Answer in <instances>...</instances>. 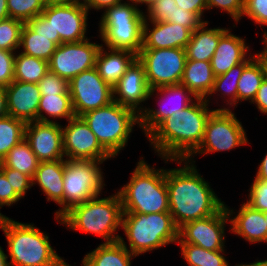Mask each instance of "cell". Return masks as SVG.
I'll return each mask as SVG.
<instances>
[{"label": "cell", "instance_id": "f1b7e54d", "mask_svg": "<svg viewBox=\"0 0 267 266\" xmlns=\"http://www.w3.org/2000/svg\"><path fill=\"white\" fill-rule=\"evenodd\" d=\"M134 257L120 241L102 243L84 256L81 266H131Z\"/></svg>", "mask_w": 267, "mask_h": 266}, {"label": "cell", "instance_id": "9f6ffc18", "mask_svg": "<svg viewBox=\"0 0 267 266\" xmlns=\"http://www.w3.org/2000/svg\"><path fill=\"white\" fill-rule=\"evenodd\" d=\"M7 254L4 253L3 248L0 246V266H10Z\"/></svg>", "mask_w": 267, "mask_h": 266}, {"label": "cell", "instance_id": "52a82bcc", "mask_svg": "<svg viewBox=\"0 0 267 266\" xmlns=\"http://www.w3.org/2000/svg\"><path fill=\"white\" fill-rule=\"evenodd\" d=\"M132 2V3H131ZM99 21L102 45L136 55L142 49L145 12L131 0L106 8Z\"/></svg>", "mask_w": 267, "mask_h": 266}, {"label": "cell", "instance_id": "ba28073f", "mask_svg": "<svg viewBox=\"0 0 267 266\" xmlns=\"http://www.w3.org/2000/svg\"><path fill=\"white\" fill-rule=\"evenodd\" d=\"M81 117L100 145L113 158L127 146L134 126H140V115L135 110L114 101L107 106L87 111Z\"/></svg>", "mask_w": 267, "mask_h": 266}, {"label": "cell", "instance_id": "6da1fadb", "mask_svg": "<svg viewBox=\"0 0 267 266\" xmlns=\"http://www.w3.org/2000/svg\"><path fill=\"white\" fill-rule=\"evenodd\" d=\"M180 168L166 169L169 212L178 228L216 214L225 204L197 170L195 161L172 160Z\"/></svg>", "mask_w": 267, "mask_h": 266}, {"label": "cell", "instance_id": "74e56055", "mask_svg": "<svg viewBox=\"0 0 267 266\" xmlns=\"http://www.w3.org/2000/svg\"><path fill=\"white\" fill-rule=\"evenodd\" d=\"M24 24L23 21L10 17L0 21V50L18 52Z\"/></svg>", "mask_w": 267, "mask_h": 266}, {"label": "cell", "instance_id": "cb8c5ba5", "mask_svg": "<svg viewBox=\"0 0 267 266\" xmlns=\"http://www.w3.org/2000/svg\"><path fill=\"white\" fill-rule=\"evenodd\" d=\"M100 47L95 68L100 77L113 87L125 74L127 68L137 58V55L126 50H114Z\"/></svg>", "mask_w": 267, "mask_h": 266}, {"label": "cell", "instance_id": "d6986e66", "mask_svg": "<svg viewBox=\"0 0 267 266\" xmlns=\"http://www.w3.org/2000/svg\"><path fill=\"white\" fill-rule=\"evenodd\" d=\"M112 89L114 102L141 114L145 109L142 103L149 100L151 89L147 82L145 68L138 58L131 63Z\"/></svg>", "mask_w": 267, "mask_h": 266}, {"label": "cell", "instance_id": "60d3db41", "mask_svg": "<svg viewBox=\"0 0 267 266\" xmlns=\"http://www.w3.org/2000/svg\"><path fill=\"white\" fill-rule=\"evenodd\" d=\"M246 203L253 209L267 211V181L254 178Z\"/></svg>", "mask_w": 267, "mask_h": 266}, {"label": "cell", "instance_id": "44dd1931", "mask_svg": "<svg viewBox=\"0 0 267 266\" xmlns=\"http://www.w3.org/2000/svg\"><path fill=\"white\" fill-rule=\"evenodd\" d=\"M191 34L192 32L188 28L177 23L166 21L148 22L145 19L143 24L142 49H185L190 41Z\"/></svg>", "mask_w": 267, "mask_h": 266}, {"label": "cell", "instance_id": "680465c9", "mask_svg": "<svg viewBox=\"0 0 267 266\" xmlns=\"http://www.w3.org/2000/svg\"><path fill=\"white\" fill-rule=\"evenodd\" d=\"M238 265L239 266H267V259H265V260H256L255 262H253V263H249V264H247V263H245V264H243V263H238Z\"/></svg>", "mask_w": 267, "mask_h": 266}, {"label": "cell", "instance_id": "f6af8a7d", "mask_svg": "<svg viewBox=\"0 0 267 266\" xmlns=\"http://www.w3.org/2000/svg\"><path fill=\"white\" fill-rule=\"evenodd\" d=\"M16 52L0 50V87H7L14 80Z\"/></svg>", "mask_w": 267, "mask_h": 266}, {"label": "cell", "instance_id": "277c9868", "mask_svg": "<svg viewBox=\"0 0 267 266\" xmlns=\"http://www.w3.org/2000/svg\"><path fill=\"white\" fill-rule=\"evenodd\" d=\"M99 196L73 206L60 219L55 218L56 222L73 231L97 235L104 239L103 243L119 241L117 231L123 217L121 198L118 192L105 198Z\"/></svg>", "mask_w": 267, "mask_h": 266}, {"label": "cell", "instance_id": "d590c367", "mask_svg": "<svg viewBox=\"0 0 267 266\" xmlns=\"http://www.w3.org/2000/svg\"><path fill=\"white\" fill-rule=\"evenodd\" d=\"M26 123L7 116L0 119V162L7 153L25 138Z\"/></svg>", "mask_w": 267, "mask_h": 266}, {"label": "cell", "instance_id": "4316f807", "mask_svg": "<svg viewBox=\"0 0 267 266\" xmlns=\"http://www.w3.org/2000/svg\"><path fill=\"white\" fill-rule=\"evenodd\" d=\"M263 50L244 68L237 85V104L252 103L261 83L267 77V51Z\"/></svg>", "mask_w": 267, "mask_h": 266}, {"label": "cell", "instance_id": "6f0895ef", "mask_svg": "<svg viewBox=\"0 0 267 266\" xmlns=\"http://www.w3.org/2000/svg\"><path fill=\"white\" fill-rule=\"evenodd\" d=\"M133 1L136 5H145L147 6L146 8L148 9L149 7H151L154 3H156L159 0H131Z\"/></svg>", "mask_w": 267, "mask_h": 266}, {"label": "cell", "instance_id": "484cf974", "mask_svg": "<svg viewBox=\"0 0 267 266\" xmlns=\"http://www.w3.org/2000/svg\"><path fill=\"white\" fill-rule=\"evenodd\" d=\"M209 21L203 22L191 34L185 50L187 60L210 62L217 48L220 37L228 28H208Z\"/></svg>", "mask_w": 267, "mask_h": 266}, {"label": "cell", "instance_id": "9a60e30c", "mask_svg": "<svg viewBox=\"0 0 267 266\" xmlns=\"http://www.w3.org/2000/svg\"><path fill=\"white\" fill-rule=\"evenodd\" d=\"M154 93H156L155 95H157V100L160 99L158 102L160 108L154 109L145 107V109L140 114L139 128L143 130L146 137L162 121L172 116L174 113L185 109L187 106L193 104L198 99L186 86L182 84L166 85L152 89L149 94V99L152 98V95L154 96ZM168 100L170 103L169 106ZM163 104L165 105L163 106Z\"/></svg>", "mask_w": 267, "mask_h": 266}, {"label": "cell", "instance_id": "7a4b0ae2", "mask_svg": "<svg viewBox=\"0 0 267 266\" xmlns=\"http://www.w3.org/2000/svg\"><path fill=\"white\" fill-rule=\"evenodd\" d=\"M214 110L205 99L198 98L162 121L147 136L154 152L166 164L172 160H187L201 144L206 122Z\"/></svg>", "mask_w": 267, "mask_h": 266}, {"label": "cell", "instance_id": "4fadbf2b", "mask_svg": "<svg viewBox=\"0 0 267 266\" xmlns=\"http://www.w3.org/2000/svg\"><path fill=\"white\" fill-rule=\"evenodd\" d=\"M69 94L75 116L109 105L113 101V89L94 67L81 72L68 82Z\"/></svg>", "mask_w": 267, "mask_h": 266}, {"label": "cell", "instance_id": "681fc988", "mask_svg": "<svg viewBox=\"0 0 267 266\" xmlns=\"http://www.w3.org/2000/svg\"><path fill=\"white\" fill-rule=\"evenodd\" d=\"M177 7L195 13L203 22L204 12L207 9V0H175ZM203 16V17H202Z\"/></svg>", "mask_w": 267, "mask_h": 266}, {"label": "cell", "instance_id": "4dcf8cb0", "mask_svg": "<svg viewBox=\"0 0 267 266\" xmlns=\"http://www.w3.org/2000/svg\"><path fill=\"white\" fill-rule=\"evenodd\" d=\"M74 116L70 94H41L38 106V122H57V120H50L49 117L53 119L64 118L68 121Z\"/></svg>", "mask_w": 267, "mask_h": 266}, {"label": "cell", "instance_id": "11a10c76", "mask_svg": "<svg viewBox=\"0 0 267 266\" xmlns=\"http://www.w3.org/2000/svg\"><path fill=\"white\" fill-rule=\"evenodd\" d=\"M9 18L7 0H0V21Z\"/></svg>", "mask_w": 267, "mask_h": 266}, {"label": "cell", "instance_id": "ee69618b", "mask_svg": "<svg viewBox=\"0 0 267 266\" xmlns=\"http://www.w3.org/2000/svg\"><path fill=\"white\" fill-rule=\"evenodd\" d=\"M221 9L238 24L244 13V0H207V9Z\"/></svg>", "mask_w": 267, "mask_h": 266}, {"label": "cell", "instance_id": "603a6c76", "mask_svg": "<svg viewBox=\"0 0 267 266\" xmlns=\"http://www.w3.org/2000/svg\"><path fill=\"white\" fill-rule=\"evenodd\" d=\"M245 41L246 39L232 34L230 28L220 37L210 61L215 76L226 73L251 55L250 45Z\"/></svg>", "mask_w": 267, "mask_h": 266}, {"label": "cell", "instance_id": "e0dca14e", "mask_svg": "<svg viewBox=\"0 0 267 266\" xmlns=\"http://www.w3.org/2000/svg\"><path fill=\"white\" fill-rule=\"evenodd\" d=\"M227 223H230L229 216L223 206L216 214L187 222L181 226L176 243H189L209 251L226 250Z\"/></svg>", "mask_w": 267, "mask_h": 266}, {"label": "cell", "instance_id": "ac0fdd59", "mask_svg": "<svg viewBox=\"0 0 267 266\" xmlns=\"http://www.w3.org/2000/svg\"><path fill=\"white\" fill-rule=\"evenodd\" d=\"M39 162L64 160L62 125L59 122H29L25 138Z\"/></svg>", "mask_w": 267, "mask_h": 266}, {"label": "cell", "instance_id": "2e32d148", "mask_svg": "<svg viewBox=\"0 0 267 266\" xmlns=\"http://www.w3.org/2000/svg\"><path fill=\"white\" fill-rule=\"evenodd\" d=\"M62 125L63 149L66 159L106 161L113 158L99 143L81 116H74Z\"/></svg>", "mask_w": 267, "mask_h": 266}, {"label": "cell", "instance_id": "ab89813d", "mask_svg": "<svg viewBox=\"0 0 267 266\" xmlns=\"http://www.w3.org/2000/svg\"><path fill=\"white\" fill-rule=\"evenodd\" d=\"M0 171L6 176L8 182H10L15 192L23 199L27 191L31 189L32 179L18 170L5 167L0 162Z\"/></svg>", "mask_w": 267, "mask_h": 266}, {"label": "cell", "instance_id": "91938a15", "mask_svg": "<svg viewBox=\"0 0 267 266\" xmlns=\"http://www.w3.org/2000/svg\"><path fill=\"white\" fill-rule=\"evenodd\" d=\"M263 32H264V33H263V36H262V38H263L262 44L265 45V46H263V47H264V49L267 51V31L264 30Z\"/></svg>", "mask_w": 267, "mask_h": 266}, {"label": "cell", "instance_id": "b9f144b4", "mask_svg": "<svg viewBox=\"0 0 267 266\" xmlns=\"http://www.w3.org/2000/svg\"><path fill=\"white\" fill-rule=\"evenodd\" d=\"M41 94H69L68 81L48 70L38 83Z\"/></svg>", "mask_w": 267, "mask_h": 266}, {"label": "cell", "instance_id": "f546056e", "mask_svg": "<svg viewBox=\"0 0 267 266\" xmlns=\"http://www.w3.org/2000/svg\"><path fill=\"white\" fill-rule=\"evenodd\" d=\"M260 52L257 51L255 55L251 54L244 62L233 66L229 71H227L224 74L218 75L215 77L213 89L210 92L209 96L205 99L208 104H210L211 97L214 94H217V96L221 95V98H226L225 103L227 108L224 106H220L222 108H217V110H231L230 108L233 106L237 107V85L239 78L241 77L244 68L259 54ZM224 95V96H223ZM211 96V97H210Z\"/></svg>", "mask_w": 267, "mask_h": 266}, {"label": "cell", "instance_id": "bcb514c9", "mask_svg": "<svg viewBox=\"0 0 267 266\" xmlns=\"http://www.w3.org/2000/svg\"><path fill=\"white\" fill-rule=\"evenodd\" d=\"M171 22L186 27L191 32H194L203 23V21L195 13L186 11L179 7L175 8Z\"/></svg>", "mask_w": 267, "mask_h": 266}, {"label": "cell", "instance_id": "7402d4cb", "mask_svg": "<svg viewBox=\"0 0 267 266\" xmlns=\"http://www.w3.org/2000/svg\"><path fill=\"white\" fill-rule=\"evenodd\" d=\"M224 206L229 216L231 227L229 231L251 244L267 243V224L264 212L253 209L246 202L240 205L238 212H234L226 204Z\"/></svg>", "mask_w": 267, "mask_h": 266}, {"label": "cell", "instance_id": "f35d334b", "mask_svg": "<svg viewBox=\"0 0 267 266\" xmlns=\"http://www.w3.org/2000/svg\"><path fill=\"white\" fill-rule=\"evenodd\" d=\"M175 8H177L175 0H159L148 9H145L147 11L145 12V19L153 22H171Z\"/></svg>", "mask_w": 267, "mask_h": 266}, {"label": "cell", "instance_id": "5bb4252c", "mask_svg": "<svg viewBox=\"0 0 267 266\" xmlns=\"http://www.w3.org/2000/svg\"><path fill=\"white\" fill-rule=\"evenodd\" d=\"M102 44L87 40L58 45L48 61L49 71L68 82L81 72L95 67L96 57Z\"/></svg>", "mask_w": 267, "mask_h": 266}, {"label": "cell", "instance_id": "f5cc1de1", "mask_svg": "<svg viewBox=\"0 0 267 266\" xmlns=\"http://www.w3.org/2000/svg\"><path fill=\"white\" fill-rule=\"evenodd\" d=\"M9 115L5 87H0V119Z\"/></svg>", "mask_w": 267, "mask_h": 266}, {"label": "cell", "instance_id": "d6a6232c", "mask_svg": "<svg viewBox=\"0 0 267 266\" xmlns=\"http://www.w3.org/2000/svg\"><path fill=\"white\" fill-rule=\"evenodd\" d=\"M1 163L5 167L18 170L32 179L37 170L39 161L29 143L23 139L7 153Z\"/></svg>", "mask_w": 267, "mask_h": 266}, {"label": "cell", "instance_id": "6125c7cd", "mask_svg": "<svg viewBox=\"0 0 267 266\" xmlns=\"http://www.w3.org/2000/svg\"><path fill=\"white\" fill-rule=\"evenodd\" d=\"M73 1H77V2H85L86 0H73Z\"/></svg>", "mask_w": 267, "mask_h": 266}, {"label": "cell", "instance_id": "7bdbcfd3", "mask_svg": "<svg viewBox=\"0 0 267 266\" xmlns=\"http://www.w3.org/2000/svg\"><path fill=\"white\" fill-rule=\"evenodd\" d=\"M245 16L255 24H259L260 28L267 26V0H244L242 17Z\"/></svg>", "mask_w": 267, "mask_h": 266}, {"label": "cell", "instance_id": "7c38bea8", "mask_svg": "<svg viewBox=\"0 0 267 266\" xmlns=\"http://www.w3.org/2000/svg\"><path fill=\"white\" fill-rule=\"evenodd\" d=\"M137 58L145 68L151 90L180 84L187 60L185 49H141Z\"/></svg>", "mask_w": 267, "mask_h": 266}, {"label": "cell", "instance_id": "94428289", "mask_svg": "<svg viewBox=\"0 0 267 266\" xmlns=\"http://www.w3.org/2000/svg\"><path fill=\"white\" fill-rule=\"evenodd\" d=\"M264 217H265L266 224H267V211H266V212H264Z\"/></svg>", "mask_w": 267, "mask_h": 266}, {"label": "cell", "instance_id": "c3c4849f", "mask_svg": "<svg viewBox=\"0 0 267 266\" xmlns=\"http://www.w3.org/2000/svg\"><path fill=\"white\" fill-rule=\"evenodd\" d=\"M26 24L39 35L54 37V31L51 22L41 13L37 17L30 19Z\"/></svg>", "mask_w": 267, "mask_h": 266}, {"label": "cell", "instance_id": "8fae6325", "mask_svg": "<svg viewBox=\"0 0 267 266\" xmlns=\"http://www.w3.org/2000/svg\"><path fill=\"white\" fill-rule=\"evenodd\" d=\"M89 9L73 0L48 1L42 14L51 22L57 45L87 40Z\"/></svg>", "mask_w": 267, "mask_h": 266}, {"label": "cell", "instance_id": "8d00e7d4", "mask_svg": "<svg viewBox=\"0 0 267 266\" xmlns=\"http://www.w3.org/2000/svg\"><path fill=\"white\" fill-rule=\"evenodd\" d=\"M46 4V0H7L9 17L26 23L41 14Z\"/></svg>", "mask_w": 267, "mask_h": 266}, {"label": "cell", "instance_id": "83f0119b", "mask_svg": "<svg viewBox=\"0 0 267 266\" xmlns=\"http://www.w3.org/2000/svg\"><path fill=\"white\" fill-rule=\"evenodd\" d=\"M215 77L211 62L186 60L180 84L186 86L197 98L206 99L213 89Z\"/></svg>", "mask_w": 267, "mask_h": 266}, {"label": "cell", "instance_id": "5b68a950", "mask_svg": "<svg viewBox=\"0 0 267 266\" xmlns=\"http://www.w3.org/2000/svg\"><path fill=\"white\" fill-rule=\"evenodd\" d=\"M141 158L131 173L129 182L117 191L123 213L169 212L166 169H156L154 165L151 167Z\"/></svg>", "mask_w": 267, "mask_h": 266}, {"label": "cell", "instance_id": "7dc6e473", "mask_svg": "<svg viewBox=\"0 0 267 266\" xmlns=\"http://www.w3.org/2000/svg\"><path fill=\"white\" fill-rule=\"evenodd\" d=\"M22 198L12 188L6 176L0 171V209L4 206L17 204Z\"/></svg>", "mask_w": 267, "mask_h": 266}, {"label": "cell", "instance_id": "30bf717a", "mask_svg": "<svg viewBox=\"0 0 267 266\" xmlns=\"http://www.w3.org/2000/svg\"><path fill=\"white\" fill-rule=\"evenodd\" d=\"M246 134L242 123L232 109L217 110L215 108L206 122L201 144L187 160L194 162V156L198 154L232 151L236 147L250 144Z\"/></svg>", "mask_w": 267, "mask_h": 266}, {"label": "cell", "instance_id": "836d02e7", "mask_svg": "<svg viewBox=\"0 0 267 266\" xmlns=\"http://www.w3.org/2000/svg\"><path fill=\"white\" fill-rule=\"evenodd\" d=\"M48 61L18 52L15 54L14 80L38 84L48 72Z\"/></svg>", "mask_w": 267, "mask_h": 266}, {"label": "cell", "instance_id": "f907efd6", "mask_svg": "<svg viewBox=\"0 0 267 266\" xmlns=\"http://www.w3.org/2000/svg\"><path fill=\"white\" fill-rule=\"evenodd\" d=\"M252 104H256L258 111L267 115V77L261 83Z\"/></svg>", "mask_w": 267, "mask_h": 266}, {"label": "cell", "instance_id": "d4e9b609", "mask_svg": "<svg viewBox=\"0 0 267 266\" xmlns=\"http://www.w3.org/2000/svg\"><path fill=\"white\" fill-rule=\"evenodd\" d=\"M64 160L39 162L32 185L38 184L47 202L59 204L63 200Z\"/></svg>", "mask_w": 267, "mask_h": 266}, {"label": "cell", "instance_id": "ffe728a7", "mask_svg": "<svg viewBox=\"0 0 267 266\" xmlns=\"http://www.w3.org/2000/svg\"><path fill=\"white\" fill-rule=\"evenodd\" d=\"M9 116L25 123L38 121L41 92L38 84L13 80L5 87Z\"/></svg>", "mask_w": 267, "mask_h": 266}, {"label": "cell", "instance_id": "e575fe53", "mask_svg": "<svg viewBox=\"0 0 267 266\" xmlns=\"http://www.w3.org/2000/svg\"><path fill=\"white\" fill-rule=\"evenodd\" d=\"M188 266H230L225 250L209 251L189 243H176Z\"/></svg>", "mask_w": 267, "mask_h": 266}, {"label": "cell", "instance_id": "9c48e42d", "mask_svg": "<svg viewBox=\"0 0 267 266\" xmlns=\"http://www.w3.org/2000/svg\"><path fill=\"white\" fill-rule=\"evenodd\" d=\"M104 161L64 159L63 200L56 210L55 218H61L73 206L82 204L102 194L104 186Z\"/></svg>", "mask_w": 267, "mask_h": 266}, {"label": "cell", "instance_id": "db71d44e", "mask_svg": "<svg viewBox=\"0 0 267 266\" xmlns=\"http://www.w3.org/2000/svg\"><path fill=\"white\" fill-rule=\"evenodd\" d=\"M255 178L267 181V153L261 163L258 165Z\"/></svg>", "mask_w": 267, "mask_h": 266}, {"label": "cell", "instance_id": "3957f363", "mask_svg": "<svg viewBox=\"0 0 267 266\" xmlns=\"http://www.w3.org/2000/svg\"><path fill=\"white\" fill-rule=\"evenodd\" d=\"M0 229L6 236L10 266H70L34 223L18 222L0 213Z\"/></svg>", "mask_w": 267, "mask_h": 266}, {"label": "cell", "instance_id": "8992f818", "mask_svg": "<svg viewBox=\"0 0 267 266\" xmlns=\"http://www.w3.org/2000/svg\"><path fill=\"white\" fill-rule=\"evenodd\" d=\"M121 228L127 237L129 247L122 236L119 241L137 257L142 253L176 243L179 238V228L170 212L123 213Z\"/></svg>", "mask_w": 267, "mask_h": 266}, {"label": "cell", "instance_id": "816d5d0a", "mask_svg": "<svg viewBox=\"0 0 267 266\" xmlns=\"http://www.w3.org/2000/svg\"><path fill=\"white\" fill-rule=\"evenodd\" d=\"M123 0H86L84 5L89 9L105 10L108 7L121 3Z\"/></svg>", "mask_w": 267, "mask_h": 266}, {"label": "cell", "instance_id": "1f68e13d", "mask_svg": "<svg viewBox=\"0 0 267 266\" xmlns=\"http://www.w3.org/2000/svg\"><path fill=\"white\" fill-rule=\"evenodd\" d=\"M57 47L54 37L39 35L26 23L23 25L19 47L23 50L21 53L49 61Z\"/></svg>", "mask_w": 267, "mask_h": 266}]
</instances>
